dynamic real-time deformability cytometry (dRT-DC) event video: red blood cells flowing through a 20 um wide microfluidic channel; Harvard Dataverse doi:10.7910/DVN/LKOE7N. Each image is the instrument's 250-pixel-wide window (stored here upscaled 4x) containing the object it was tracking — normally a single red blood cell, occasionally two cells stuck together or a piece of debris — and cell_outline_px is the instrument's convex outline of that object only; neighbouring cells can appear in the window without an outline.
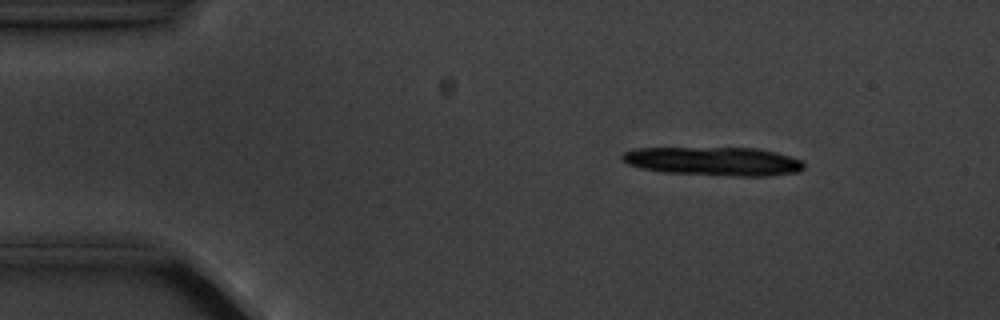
{"species": "common noctule bat (a hibernating species)", "species_latin": "Nyctalus noctula", "temperature_condition": "cold", "stored_images_in_passage": 5, "camera_frame_rate_fps": 3000, "um_per_image_px": 0.085, "animal": {"sex": "male", "body_mass_g": 20.1, "forearm_length_mm": 53.5}, "frame": {"image": 1, "passage_image": 2, "time_ms": 2.0, "image_size_px": [1000, 320], "cell_outline_px": [[804, 168], [800, 172], [768, 176], [740, 176], [664, 172], [644, 168], [628, 164], [620, 160], [620, 156], [624, 152], [632, 148], [756, 148], [776, 152], [804, 160]], "centroid_in_image_um": [60.7, 13.7], "position_along_channel_um": 24.3, "area_um2": 30.46}}